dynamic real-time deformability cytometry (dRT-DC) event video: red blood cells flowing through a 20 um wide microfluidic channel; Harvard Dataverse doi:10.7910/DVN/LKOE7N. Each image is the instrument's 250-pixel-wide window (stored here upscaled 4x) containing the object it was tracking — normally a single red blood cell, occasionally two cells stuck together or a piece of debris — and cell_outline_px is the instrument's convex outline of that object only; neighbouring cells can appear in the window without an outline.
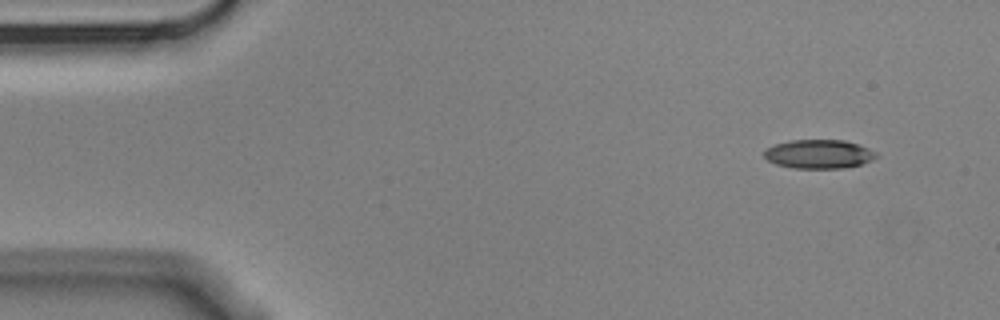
{"species": "Egyptian fruit bat (a non-hibernating species)", "species_latin": "Rousettus aegyptiacus", "temperature_condition": "cold", "stored_images_in_passage": 4, "camera_frame_rate_fps": 3000, "um_per_image_px": 0.085, "animal": {"sex": "male"}, "frame": {"image": 1, "passage_image": 1, "time_ms": 0.0, "image_size_px": [1000, 320], "cell_outline_px": [[876, 156], [872, 160], [860, 164], [844, 168], [792, 168], [776, 164], [768, 160], [764, 156], [764, 152], [768, 148], [776, 144], [792, 140], [844, 140], [868, 148], [876, 152]], "centroid_in_image_um": [69.59, 13.1], "position_along_channel_um": 15.4, "area_um2": 18.61}}
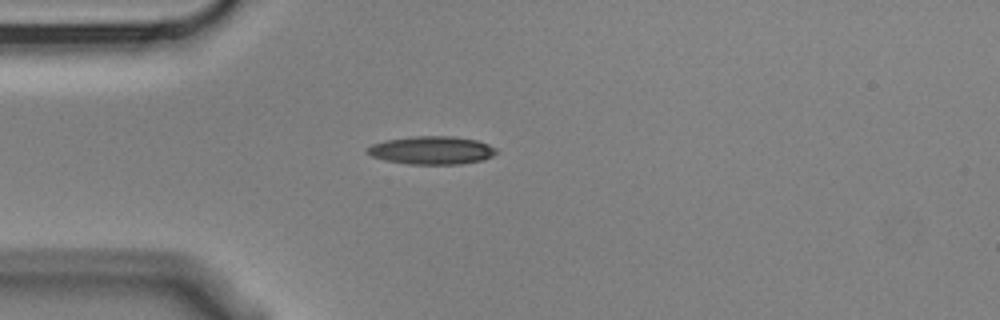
{"frame": {"image": 2, "passage_image": 4, "time_ms": 1.0, "image_size_px": [1000, 320], "cell_outline_px": [[500, 152], [484, 160], [460, 164], [408, 164], [384, 160], [372, 156], [364, 152], [364, 148], [372, 144], [384, 140], [412, 136], [452, 136], [476, 140], [488, 144], [496, 148]], "centroid_in_image_um": [36.67, 12.77], "position_along_channel_um": 48.3, "area_um2": 21.44}}